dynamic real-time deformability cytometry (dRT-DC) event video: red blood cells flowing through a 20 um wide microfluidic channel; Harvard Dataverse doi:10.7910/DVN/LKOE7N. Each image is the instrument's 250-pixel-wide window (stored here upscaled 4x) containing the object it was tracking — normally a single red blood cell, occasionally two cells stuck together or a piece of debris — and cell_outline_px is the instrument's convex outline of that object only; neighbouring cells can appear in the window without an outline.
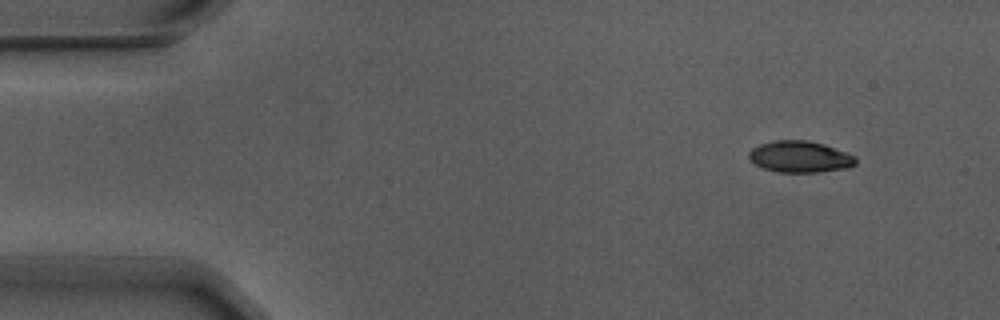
{"species": "Egyptian fruit bat (a non-hibernating species)", "species_latin": "Rousettus aegyptiacus", "temperature_condition": "warm", "stored_images_in_passage": 4, "camera_frame_rate_fps": 3000, "um_per_image_px": 0.085, "animal": {"sex": "male"}, "frame": {"image": 1, "passage_image": 1, "time_ms": 0.0, "image_size_px": [1000, 320], "cell_outline_px": [[856, 164], [848, 168], [816, 172], [780, 172], [764, 168], [748, 160], [748, 152], [752, 148], [760, 144], [776, 140], [808, 140], [824, 144], [856, 156]], "centroid_in_image_um": [67.99, 13.32], "position_along_channel_um": 17.0, "area_um2": 19.59}}
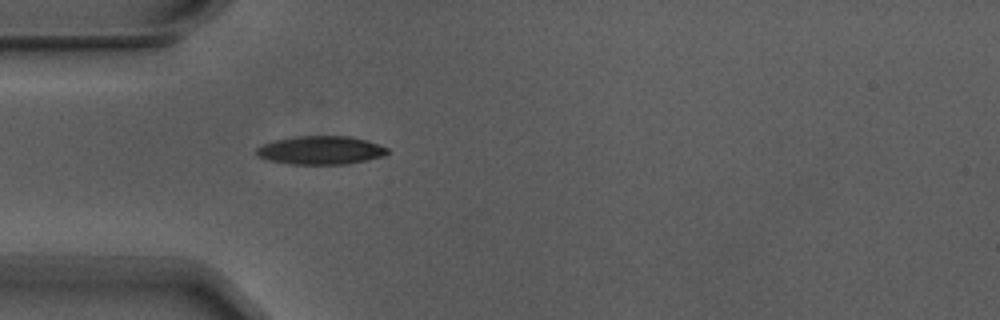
{"frame": {"image": 2, "passage_image": 4, "time_ms": 1.0, "image_size_px": [1000, 320], "cell_outline_px": [[388, 152], [384, 156], [368, 160], [348, 164], [292, 164], [268, 160], [260, 156], [256, 152], [256, 148], [264, 144], [276, 140], [296, 136], [348, 136], [364, 140], [388, 148]], "centroid_in_image_um": [27.27, 12.77], "position_along_channel_um": 57.7, "area_um2": 21.44}}